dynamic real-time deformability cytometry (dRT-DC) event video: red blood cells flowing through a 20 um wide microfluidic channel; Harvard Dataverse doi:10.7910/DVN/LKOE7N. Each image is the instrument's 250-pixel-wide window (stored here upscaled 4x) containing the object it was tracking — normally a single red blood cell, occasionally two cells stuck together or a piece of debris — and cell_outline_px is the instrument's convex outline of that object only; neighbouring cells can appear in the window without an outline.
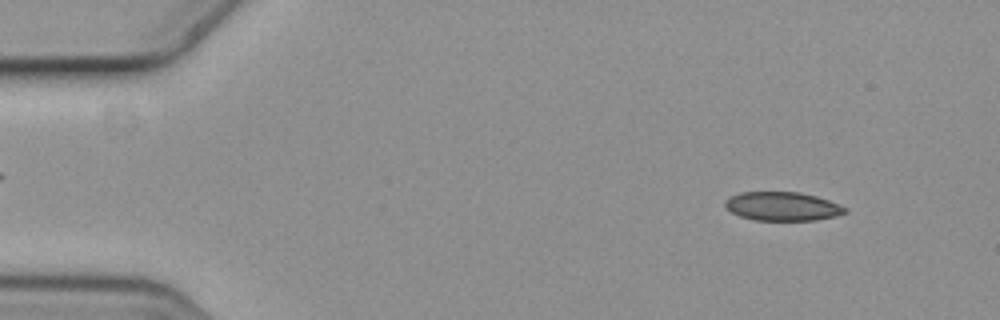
{"species": "common noctule bat (a hibernating species)", "species_latin": "Nyctalus noctula", "temperature_condition": "cold", "stored_images_in_passage": 4, "camera_frame_rate_fps": 3000, "um_per_image_px": 0.085, "animal": {"sex": "female", "body_mass_g": 19.3, "forearm_length_mm": 54.1}, "frame": {"image": 1, "passage_image": 1, "time_ms": 0.0, "image_size_px": [1000, 320], "cell_outline_px": [[848, 212], [836, 216], [816, 220], [756, 220], [740, 216], [724, 208], [724, 200], [740, 192], [800, 192], [816, 196], [828, 200], [848, 208]], "centroid_in_image_um": [66.51, 17.54], "position_along_channel_um": 18.5, "area_um2": 20.17}}
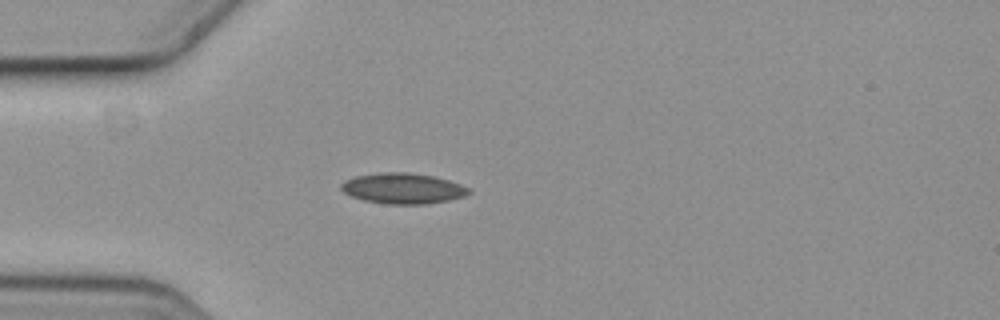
{"frame": {"image": 2, "passage_image": 4, "time_ms": 1.0, "image_size_px": [1000, 320], "cell_outline_px": [[472, 192], [464, 196], [448, 200], [424, 204], [384, 204], [364, 200], [352, 196], [344, 192], [340, 188], [340, 184], [356, 176], [380, 172], [408, 172], [432, 176], [448, 180], [460, 184], [468, 188]], "centroid_in_image_um": [34.24, 16.01], "position_along_channel_um": 50.8, "area_um2": 22.6}}